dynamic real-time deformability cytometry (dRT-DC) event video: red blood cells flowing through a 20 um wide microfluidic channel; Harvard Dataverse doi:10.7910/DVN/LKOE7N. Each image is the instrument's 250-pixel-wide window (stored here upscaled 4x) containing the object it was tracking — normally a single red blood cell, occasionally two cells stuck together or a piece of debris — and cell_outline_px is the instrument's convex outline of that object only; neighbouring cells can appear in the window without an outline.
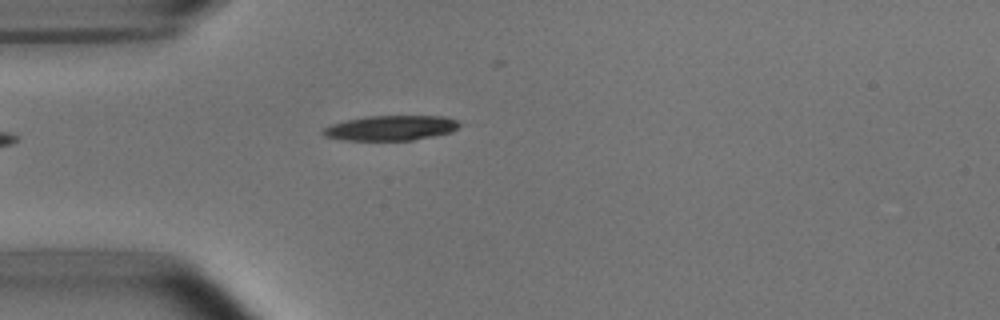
{"species": "common noctule bat (a hibernating species)", "species_latin": "Nyctalus noctula", "temperature_condition": "room temperature", "stored_images_in_passage": 5, "camera_frame_rate_fps": 3000, "um_per_image_px": 0.085, "animal": {"sex": "male", "body_mass_g": 15.6}, "frame": {"image": 1, "passage_image": 5, "time_ms": 4.667, "image_size_px": [1000, 320], "cell_outline_px": [[460, 124], [452, 132], [412, 140], [344, 140], [324, 136], [320, 132], [320, 128], [332, 124], [348, 120], [368, 116], [444, 116], [456, 120]], "centroid_in_image_um": [33.17, 10.88], "position_along_channel_um": 51.8, "area_um2": 19.77}}